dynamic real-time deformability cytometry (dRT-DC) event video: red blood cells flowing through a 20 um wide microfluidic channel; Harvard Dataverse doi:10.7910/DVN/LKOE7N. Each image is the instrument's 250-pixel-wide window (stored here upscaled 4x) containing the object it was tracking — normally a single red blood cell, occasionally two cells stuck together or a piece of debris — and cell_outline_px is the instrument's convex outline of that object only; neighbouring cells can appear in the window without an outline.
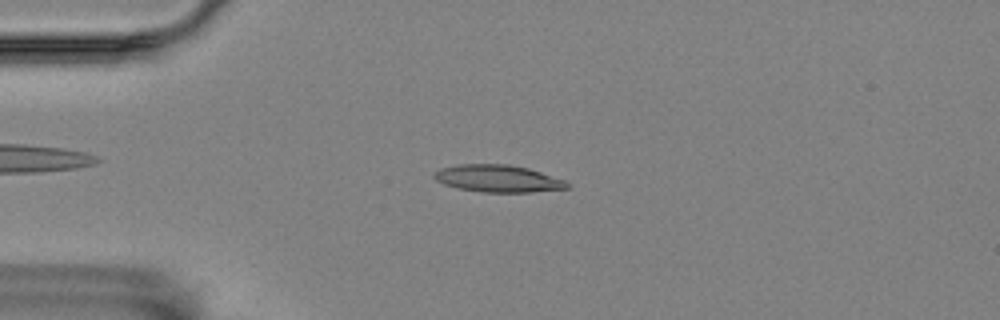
{"species": "Egyptian fruit bat (a non-hibernating species)", "species_latin": "Rousettus aegyptiacus", "temperature_condition": "room temperature", "stored_images_in_passage": 56, "camera_frame_rate_fps": 3000, "um_per_image_px": 0.085, "animal": {"sex": "female"}, "frame": {"image": 1, "passage_image": 13, "time_ms": 4.0, "image_size_px": [1000, 320], "cell_outline_px": [[568, 188], [528, 192], [484, 192], [460, 188], [444, 184], [436, 180], [432, 176], [440, 168], [456, 164], [508, 164], [528, 168], [564, 180], [568, 184]], "centroid_in_image_um": [42.29, 15.16], "position_along_channel_um": 42.7, "area_um2": 20.81}}
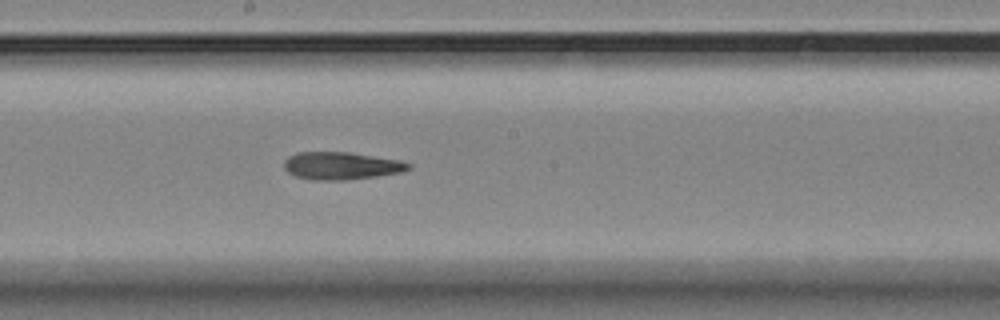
{"frame": {"image": 2, "passage_image": 30, "time_ms": 9.667, "image_size_px": [1000, 320], "cell_outline_px": [[412, 168], [400, 172], [376, 176], [348, 180], [312, 180], [296, 176], [288, 172], [284, 168], [284, 160], [288, 156], [296, 152], [348, 152], [400, 160], [412, 164]], "centroid_in_image_um": [28.99, 14.09], "position_along_channel_um": 219.2, "area_um2": 20.06}}
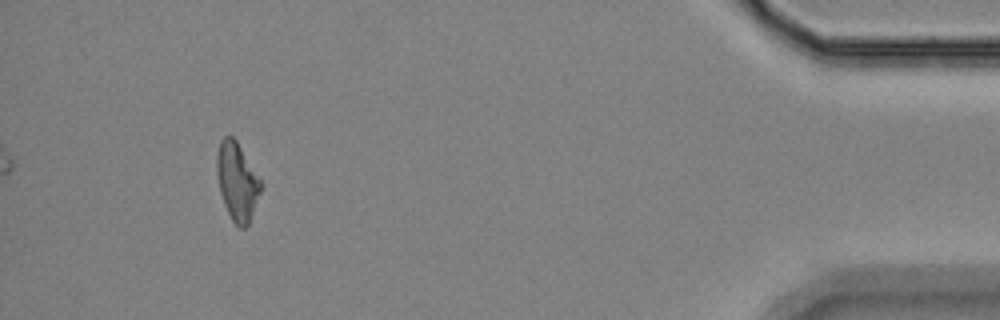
{"frame": {"image": 3, "passage_image": 52, "time_ms": 17.0, "image_size_px": [1000, 320], "cell_outline_px": [[264, 184], [248, 224], [244, 228], [240, 228], [232, 220], [224, 204], [220, 192], [216, 172], [216, 156], [220, 140], [224, 136], [232, 136], [236, 140]], "centroid_in_image_um": [20.16, 15.41], "position_along_channel_um": 415.0, "area_um2": 20.0}}